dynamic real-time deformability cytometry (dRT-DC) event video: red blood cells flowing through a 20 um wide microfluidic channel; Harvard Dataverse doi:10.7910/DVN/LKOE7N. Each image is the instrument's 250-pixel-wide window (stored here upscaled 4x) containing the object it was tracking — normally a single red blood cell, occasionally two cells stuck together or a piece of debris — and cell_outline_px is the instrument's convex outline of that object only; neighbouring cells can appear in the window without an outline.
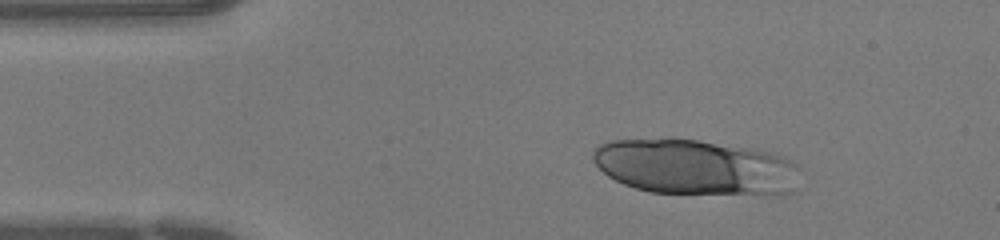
{"species": "human", "species_latin": "Homo sapiens", "temperature_condition": "warm", "stored_images_in_passage": 17, "camera_frame_rate_fps": 3000, "um_per_image_px": 0.085, "donor": {"sex": "female"}, "frame": {"image": 1, "passage_image": 6, "time_ms": 1.667, "image_size_px": [1000, 240], "cell_outline_px": [[800, 168], [792, 192], [652, 192], [636, 188], [624, 184], [608, 176], [592, 160], [592, 152], [600, 144], [612, 140], [664, 136], [676, 136], [768, 152], [784, 156], [800, 164]], "centroid_in_image_um": [58.99, 14.13], "position_along_channel_um": 26.0, "area_um2": 66.41}}